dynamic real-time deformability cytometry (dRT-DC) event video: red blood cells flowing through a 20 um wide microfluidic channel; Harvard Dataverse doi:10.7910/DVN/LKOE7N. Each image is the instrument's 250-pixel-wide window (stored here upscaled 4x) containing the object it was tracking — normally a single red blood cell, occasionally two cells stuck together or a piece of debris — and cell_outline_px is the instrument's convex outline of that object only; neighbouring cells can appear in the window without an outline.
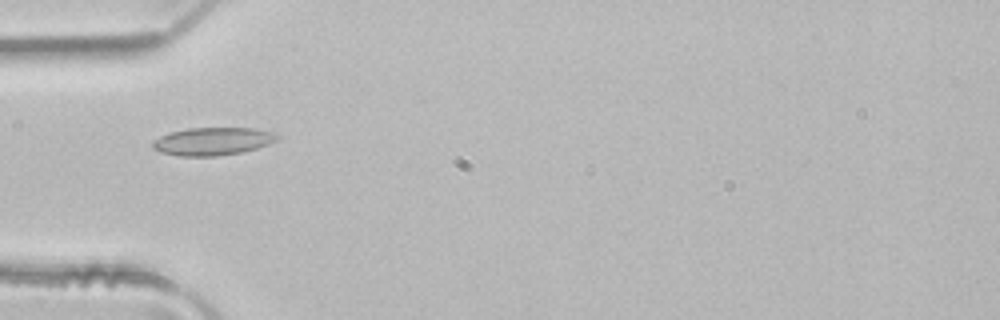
{"species": "common noctule bat (a hibernating species)", "species_latin": "Nyctalus noctula", "temperature_condition": "room temperature", "stored_images_in_passage": 4, "camera_frame_rate_fps": 3000, "um_per_image_px": 0.085, "animal": {"sex": "male", "body_mass_g": 21.5, "forearm_length_mm": 52.0}, "frame": {"image": 1, "passage_image": 4, "time_ms": 1.0, "image_size_px": [1000, 320], "cell_outline_px": [[280, 136], [276, 140], [268, 144], [256, 148], [240, 152], [216, 156], [180, 156], [160, 152], [152, 148], [152, 140], [160, 136], [172, 132], [188, 128], [252, 128], [272, 132]], "centroid_in_image_um": [18.04, 12.01], "position_along_channel_um": 67.0, "area_um2": 20.06}}